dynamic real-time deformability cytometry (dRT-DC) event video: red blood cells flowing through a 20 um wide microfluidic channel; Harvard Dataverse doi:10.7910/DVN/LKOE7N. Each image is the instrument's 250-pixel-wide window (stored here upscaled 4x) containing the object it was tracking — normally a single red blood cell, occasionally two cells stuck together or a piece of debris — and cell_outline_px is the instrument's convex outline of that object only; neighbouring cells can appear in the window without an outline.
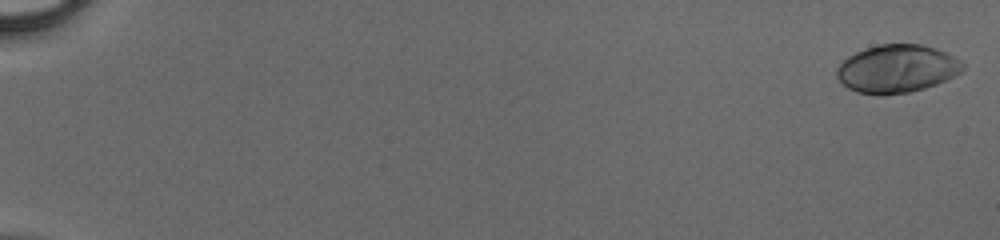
{"species": "human", "species_latin": "Homo sapiens", "temperature_condition": "cold", "stored_images_in_passage": 50, "camera_frame_rate_fps": 3000, "um_per_image_px": 0.085, "donor": {"sex": "male"}, "frame": {"image": 1, "passage_image": 1, "time_ms": 0.0, "image_size_px": [1000, 240], "cell_outline_px": [[964, 68], [960, 72], [936, 84], [924, 88], [908, 92], [856, 92], [848, 88], [836, 76], [836, 68], [848, 56], [856, 52], [880, 44], [920, 44], [936, 48], [960, 60], [964, 64]], "centroid_in_image_um": [76.24, 5.81], "position_along_channel_um": 8.8, "area_um2": 34.28}}
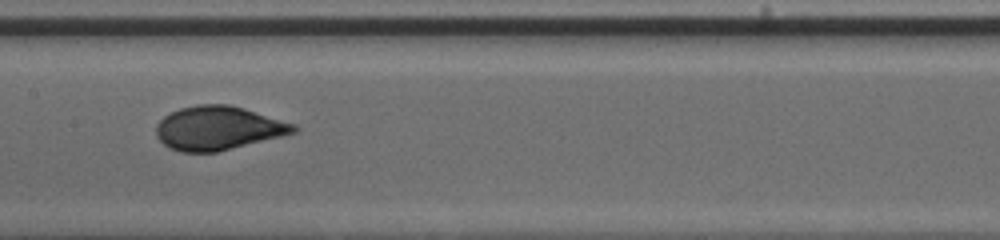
{"frame": {"image": 2, "passage_image": 28, "time_ms": 9.0, "image_size_px": [1000, 240], "cell_outline_px": [[300, 128], [296, 132], [216, 152], [180, 152], [168, 148], [156, 136], [156, 124], [164, 116], [180, 108], [200, 104], [228, 104], [244, 108], [296, 124]], "centroid_in_image_um": [18.53, 10.88], "position_along_channel_um": 188.9, "area_um2": 34.97}}
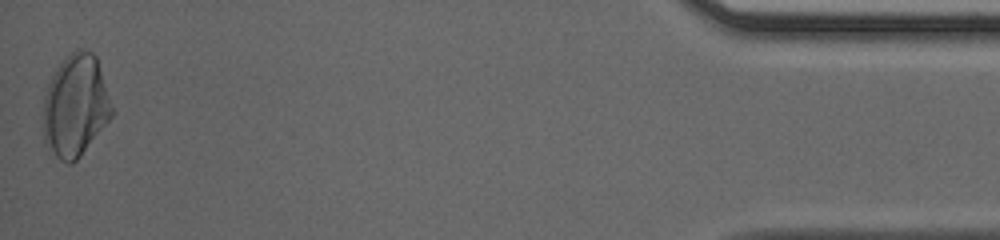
{"frame": {"image": 3, "passage_image": 50, "time_ms": 16.333, "image_size_px": [1000, 240], "cell_outline_px": [[112, 116], [80, 156], [72, 164], [68, 164], [60, 160], [48, 152], [44, 140], [44, 96], [48, 84], [56, 68], [76, 48], [80, 48], [92, 52], [96, 56], [112, 108]], "centroid_in_image_um": [6.39, 9.02], "position_along_channel_um": 428.8, "area_um2": 40.4}}